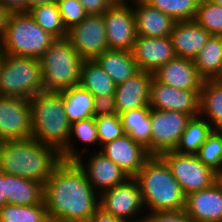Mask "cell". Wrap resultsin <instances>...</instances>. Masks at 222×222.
<instances>
[{
	"label": "cell",
	"mask_w": 222,
	"mask_h": 222,
	"mask_svg": "<svg viewBox=\"0 0 222 222\" xmlns=\"http://www.w3.org/2000/svg\"><path fill=\"white\" fill-rule=\"evenodd\" d=\"M48 217L62 222H88L99 207V194L75 161H61L43 185Z\"/></svg>",
	"instance_id": "1"
},
{
	"label": "cell",
	"mask_w": 222,
	"mask_h": 222,
	"mask_svg": "<svg viewBox=\"0 0 222 222\" xmlns=\"http://www.w3.org/2000/svg\"><path fill=\"white\" fill-rule=\"evenodd\" d=\"M61 161L56 149L33 138L0 141V171L5 174L44 185Z\"/></svg>",
	"instance_id": "2"
},
{
	"label": "cell",
	"mask_w": 222,
	"mask_h": 222,
	"mask_svg": "<svg viewBox=\"0 0 222 222\" xmlns=\"http://www.w3.org/2000/svg\"><path fill=\"white\" fill-rule=\"evenodd\" d=\"M134 178L141 190L145 213L185 209L186 195L160 156H151Z\"/></svg>",
	"instance_id": "3"
},
{
	"label": "cell",
	"mask_w": 222,
	"mask_h": 222,
	"mask_svg": "<svg viewBox=\"0 0 222 222\" xmlns=\"http://www.w3.org/2000/svg\"><path fill=\"white\" fill-rule=\"evenodd\" d=\"M29 103L32 138L60 153L67 146L71 128L64 111L62 93L42 91L29 99Z\"/></svg>",
	"instance_id": "4"
},
{
	"label": "cell",
	"mask_w": 222,
	"mask_h": 222,
	"mask_svg": "<svg viewBox=\"0 0 222 222\" xmlns=\"http://www.w3.org/2000/svg\"><path fill=\"white\" fill-rule=\"evenodd\" d=\"M83 61L66 39L55 40L40 58L44 91L60 92L79 85Z\"/></svg>",
	"instance_id": "5"
},
{
	"label": "cell",
	"mask_w": 222,
	"mask_h": 222,
	"mask_svg": "<svg viewBox=\"0 0 222 222\" xmlns=\"http://www.w3.org/2000/svg\"><path fill=\"white\" fill-rule=\"evenodd\" d=\"M55 40L26 12L11 13L0 42L4 54L40 59Z\"/></svg>",
	"instance_id": "6"
},
{
	"label": "cell",
	"mask_w": 222,
	"mask_h": 222,
	"mask_svg": "<svg viewBox=\"0 0 222 222\" xmlns=\"http://www.w3.org/2000/svg\"><path fill=\"white\" fill-rule=\"evenodd\" d=\"M42 91L40 59L4 55L0 67V96L31 99Z\"/></svg>",
	"instance_id": "7"
},
{
	"label": "cell",
	"mask_w": 222,
	"mask_h": 222,
	"mask_svg": "<svg viewBox=\"0 0 222 222\" xmlns=\"http://www.w3.org/2000/svg\"><path fill=\"white\" fill-rule=\"evenodd\" d=\"M160 157L169 166L185 195L207 189L219 179V176L204 165L196 155L167 151Z\"/></svg>",
	"instance_id": "8"
},
{
	"label": "cell",
	"mask_w": 222,
	"mask_h": 222,
	"mask_svg": "<svg viewBox=\"0 0 222 222\" xmlns=\"http://www.w3.org/2000/svg\"><path fill=\"white\" fill-rule=\"evenodd\" d=\"M99 207L126 222H142L145 207L138 181L128 178L123 184L102 192Z\"/></svg>",
	"instance_id": "9"
},
{
	"label": "cell",
	"mask_w": 222,
	"mask_h": 222,
	"mask_svg": "<svg viewBox=\"0 0 222 222\" xmlns=\"http://www.w3.org/2000/svg\"><path fill=\"white\" fill-rule=\"evenodd\" d=\"M192 116L178 111L150 108L151 156L174 151Z\"/></svg>",
	"instance_id": "10"
},
{
	"label": "cell",
	"mask_w": 222,
	"mask_h": 222,
	"mask_svg": "<svg viewBox=\"0 0 222 222\" xmlns=\"http://www.w3.org/2000/svg\"><path fill=\"white\" fill-rule=\"evenodd\" d=\"M66 40L84 60H94L108 48L103 14L88 15L67 30Z\"/></svg>",
	"instance_id": "11"
},
{
	"label": "cell",
	"mask_w": 222,
	"mask_h": 222,
	"mask_svg": "<svg viewBox=\"0 0 222 222\" xmlns=\"http://www.w3.org/2000/svg\"><path fill=\"white\" fill-rule=\"evenodd\" d=\"M128 1L115 2L104 14L109 49L130 51L136 39L135 15Z\"/></svg>",
	"instance_id": "12"
},
{
	"label": "cell",
	"mask_w": 222,
	"mask_h": 222,
	"mask_svg": "<svg viewBox=\"0 0 222 222\" xmlns=\"http://www.w3.org/2000/svg\"><path fill=\"white\" fill-rule=\"evenodd\" d=\"M32 138L29 99L0 96V141Z\"/></svg>",
	"instance_id": "13"
},
{
	"label": "cell",
	"mask_w": 222,
	"mask_h": 222,
	"mask_svg": "<svg viewBox=\"0 0 222 222\" xmlns=\"http://www.w3.org/2000/svg\"><path fill=\"white\" fill-rule=\"evenodd\" d=\"M200 91L174 88L159 82L153 76L149 107L157 110L178 111L196 117L199 116Z\"/></svg>",
	"instance_id": "14"
},
{
	"label": "cell",
	"mask_w": 222,
	"mask_h": 222,
	"mask_svg": "<svg viewBox=\"0 0 222 222\" xmlns=\"http://www.w3.org/2000/svg\"><path fill=\"white\" fill-rule=\"evenodd\" d=\"M94 152L95 153L89 154L91 156H89L87 161H84V155L83 157L79 156L75 162L83 170L89 183L99 195L116 185L123 184L130 178L117 164L103 153L97 150Z\"/></svg>",
	"instance_id": "15"
},
{
	"label": "cell",
	"mask_w": 222,
	"mask_h": 222,
	"mask_svg": "<svg viewBox=\"0 0 222 222\" xmlns=\"http://www.w3.org/2000/svg\"><path fill=\"white\" fill-rule=\"evenodd\" d=\"M131 53L140 71L153 74L176 57L170 36H136Z\"/></svg>",
	"instance_id": "16"
},
{
	"label": "cell",
	"mask_w": 222,
	"mask_h": 222,
	"mask_svg": "<svg viewBox=\"0 0 222 222\" xmlns=\"http://www.w3.org/2000/svg\"><path fill=\"white\" fill-rule=\"evenodd\" d=\"M99 150L117 164L130 178H134L151 157L147 149L128 134L104 144Z\"/></svg>",
	"instance_id": "17"
},
{
	"label": "cell",
	"mask_w": 222,
	"mask_h": 222,
	"mask_svg": "<svg viewBox=\"0 0 222 222\" xmlns=\"http://www.w3.org/2000/svg\"><path fill=\"white\" fill-rule=\"evenodd\" d=\"M184 211L194 222H222V180L187 194Z\"/></svg>",
	"instance_id": "18"
},
{
	"label": "cell",
	"mask_w": 222,
	"mask_h": 222,
	"mask_svg": "<svg viewBox=\"0 0 222 222\" xmlns=\"http://www.w3.org/2000/svg\"><path fill=\"white\" fill-rule=\"evenodd\" d=\"M153 73L139 71L125 82L116 86L115 101L117 113L149 107L150 86Z\"/></svg>",
	"instance_id": "19"
},
{
	"label": "cell",
	"mask_w": 222,
	"mask_h": 222,
	"mask_svg": "<svg viewBox=\"0 0 222 222\" xmlns=\"http://www.w3.org/2000/svg\"><path fill=\"white\" fill-rule=\"evenodd\" d=\"M153 75L163 84L188 90H201L204 81L194 61L182 57H175L162 65Z\"/></svg>",
	"instance_id": "20"
},
{
	"label": "cell",
	"mask_w": 222,
	"mask_h": 222,
	"mask_svg": "<svg viewBox=\"0 0 222 222\" xmlns=\"http://www.w3.org/2000/svg\"><path fill=\"white\" fill-rule=\"evenodd\" d=\"M135 15L136 35L144 37L170 36L176 21L151 7L144 0H130Z\"/></svg>",
	"instance_id": "21"
},
{
	"label": "cell",
	"mask_w": 222,
	"mask_h": 222,
	"mask_svg": "<svg viewBox=\"0 0 222 222\" xmlns=\"http://www.w3.org/2000/svg\"><path fill=\"white\" fill-rule=\"evenodd\" d=\"M210 36L195 20L176 21L170 33L176 57L191 60L202 50Z\"/></svg>",
	"instance_id": "22"
},
{
	"label": "cell",
	"mask_w": 222,
	"mask_h": 222,
	"mask_svg": "<svg viewBox=\"0 0 222 222\" xmlns=\"http://www.w3.org/2000/svg\"><path fill=\"white\" fill-rule=\"evenodd\" d=\"M94 60L116 86L140 71L130 51L107 49Z\"/></svg>",
	"instance_id": "23"
},
{
	"label": "cell",
	"mask_w": 222,
	"mask_h": 222,
	"mask_svg": "<svg viewBox=\"0 0 222 222\" xmlns=\"http://www.w3.org/2000/svg\"><path fill=\"white\" fill-rule=\"evenodd\" d=\"M6 204L35 205L43 201V184L33 179L5 174Z\"/></svg>",
	"instance_id": "24"
},
{
	"label": "cell",
	"mask_w": 222,
	"mask_h": 222,
	"mask_svg": "<svg viewBox=\"0 0 222 222\" xmlns=\"http://www.w3.org/2000/svg\"><path fill=\"white\" fill-rule=\"evenodd\" d=\"M119 115L124 133L143 145L151 155L150 107L125 111Z\"/></svg>",
	"instance_id": "25"
},
{
	"label": "cell",
	"mask_w": 222,
	"mask_h": 222,
	"mask_svg": "<svg viewBox=\"0 0 222 222\" xmlns=\"http://www.w3.org/2000/svg\"><path fill=\"white\" fill-rule=\"evenodd\" d=\"M70 124L93 117L94 96L80 85L60 91Z\"/></svg>",
	"instance_id": "26"
},
{
	"label": "cell",
	"mask_w": 222,
	"mask_h": 222,
	"mask_svg": "<svg viewBox=\"0 0 222 222\" xmlns=\"http://www.w3.org/2000/svg\"><path fill=\"white\" fill-rule=\"evenodd\" d=\"M75 139L84 144L85 149L83 151L88 150V145L91 147L95 146L94 144L99 145L95 117L71 124L67 146L60 152L63 161H75L79 156H83L84 152L82 150V153L78 152V148H75L77 147L74 145Z\"/></svg>",
	"instance_id": "27"
},
{
	"label": "cell",
	"mask_w": 222,
	"mask_h": 222,
	"mask_svg": "<svg viewBox=\"0 0 222 222\" xmlns=\"http://www.w3.org/2000/svg\"><path fill=\"white\" fill-rule=\"evenodd\" d=\"M199 115L208 120L214 130L222 131V84L212 79L203 81Z\"/></svg>",
	"instance_id": "28"
},
{
	"label": "cell",
	"mask_w": 222,
	"mask_h": 222,
	"mask_svg": "<svg viewBox=\"0 0 222 222\" xmlns=\"http://www.w3.org/2000/svg\"><path fill=\"white\" fill-rule=\"evenodd\" d=\"M93 96L114 95L116 85L95 60H84L81 65L80 84Z\"/></svg>",
	"instance_id": "29"
},
{
	"label": "cell",
	"mask_w": 222,
	"mask_h": 222,
	"mask_svg": "<svg viewBox=\"0 0 222 222\" xmlns=\"http://www.w3.org/2000/svg\"><path fill=\"white\" fill-rule=\"evenodd\" d=\"M213 130L210 122L205 118L200 115L192 117L174 151L180 154L196 155Z\"/></svg>",
	"instance_id": "30"
},
{
	"label": "cell",
	"mask_w": 222,
	"mask_h": 222,
	"mask_svg": "<svg viewBox=\"0 0 222 222\" xmlns=\"http://www.w3.org/2000/svg\"><path fill=\"white\" fill-rule=\"evenodd\" d=\"M193 61L204 80L213 79L222 66V36L211 35Z\"/></svg>",
	"instance_id": "31"
},
{
	"label": "cell",
	"mask_w": 222,
	"mask_h": 222,
	"mask_svg": "<svg viewBox=\"0 0 222 222\" xmlns=\"http://www.w3.org/2000/svg\"><path fill=\"white\" fill-rule=\"evenodd\" d=\"M28 14L44 31L56 39H66L67 29L63 24L57 3L33 7Z\"/></svg>",
	"instance_id": "32"
},
{
	"label": "cell",
	"mask_w": 222,
	"mask_h": 222,
	"mask_svg": "<svg viewBox=\"0 0 222 222\" xmlns=\"http://www.w3.org/2000/svg\"><path fill=\"white\" fill-rule=\"evenodd\" d=\"M48 217L44 200L35 205L0 207V222H42Z\"/></svg>",
	"instance_id": "33"
},
{
	"label": "cell",
	"mask_w": 222,
	"mask_h": 222,
	"mask_svg": "<svg viewBox=\"0 0 222 222\" xmlns=\"http://www.w3.org/2000/svg\"><path fill=\"white\" fill-rule=\"evenodd\" d=\"M151 7L172 17L175 21L194 20L200 0H144Z\"/></svg>",
	"instance_id": "34"
},
{
	"label": "cell",
	"mask_w": 222,
	"mask_h": 222,
	"mask_svg": "<svg viewBox=\"0 0 222 222\" xmlns=\"http://www.w3.org/2000/svg\"><path fill=\"white\" fill-rule=\"evenodd\" d=\"M196 156L220 177L222 175V131L213 130Z\"/></svg>",
	"instance_id": "35"
},
{
	"label": "cell",
	"mask_w": 222,
	"mask_h": 222,
	"mask_svg": "<svg viewBox=\"0 0 222 222\" xmlns=\"http://www.w3.org/2000/svg\"><path fill=\"white\" fill-rule=\"evenodd\" d=\"M194 20L214 36H222V7L212 0H200Z\"/></svg>",
	"instance_id": "36"
},
{
	"label": "cell",
	"mask_w": 222,
	"mask_h": 222,
	"mask_svg": "<svg viewBox=\"0 0 222 222\" xmlns=\"http://www.w3.org/2000/svg\"><path fill=\"white\" fill-rule=\"evenodd\" d=\"M96 129L100 148L116 138L122 137L125 133L119 114L95 117Z\"/></svg>",
	"instance_id": "37"
},
{
	"label": "cell",
	"mask_w": 222,
	"mask_h": 222,
	"mask_svg": "<svg viewBox=\"0 0 222 222\" xmlns=\"http://www.w3.org/2000/svg\"><path fill=\"white\" fill-rule=\"evenodd\" d=\"M56 3L67 30L81 23L88 16L79 0H57Z\"/></svg>",
	"instance_id": "38"
},
{
	"label": "cell",
	"mask_w": 222,
	"mask_h": 222,
	"mask_svg": "<svg viewBox=\"0 0 222 222\" xmlns=\"http://www.w3.org/2000/svg\"><path fill=\"white\" fill-rule=\"evenodd\" d=\"M145 214L142 222H194L184 210Z\"/></svg>",
	"instance_id": "39"
},
{
	"label": "cell",
	"mask_w": 222,
	"mask_h": 222,
	"mask_svg": "<svg viewBox=\"0 0 222 222\" xmlns=\"http://www.w3.org/2000/svg\"><path fill=\"white\" fill-rule=\"evenodd\" d=\"M114 114H118L114 95L94 96L93 117Z\"/></svg>",
	"instance_id": "40"
},
{
	"label": "cell",
	"mask_w": 222,
	"mask_h": 222,
	"mask_svg": "<svg viewBox=\"0 0 222 222\" xmlns=\"http://www.w3.org/2000/svg\"><path fill=\"white\" fill-rule=\"evenodd\" d=\"M88 15L104 14L114 3V0H79Z\"/></svg>",
	"instance_id": "41"
},
{
	"label": "cell",
	"mask_w": 222,
	"mask_h": 222,
	"mask_svg": "<svg viewBox=\"0 0 222 222\" xmlns=\"http://www.w3.org/2000/svg\"><path fill=\"white\" fill-rule=\"evenodd\" d=\"M88 222H126L123 219L113 216L105 212L102 208L98 207L91 215Z\"/></svg>",
	"instance_id": "42"
},
{
	"label": "cell",
	"mask_w": 222,
	"mask_h": 222,
	"mask_svg": "<svg viewBox=\"0 0 222 222\" xmlns=\"http://www.w3.org/2000/svg\"><path fill=\"white\" fill-rule=\"evenodd\" d=\"M0 4L11 13H25V0H0Z\"/></svg>",
	"instance_id": "43"
},
{
	"label": "cell",
	"mask_w": 222,
	"mask_h": 222,
	"mask_svg": "<svg viewBox=\"0 0 222 222\" xmlns=\"http://www.w3.org/2000/svg\"><path fill=\"white\" fill-rule=\"evenodd\" d=\"M10 15L11 12H9L2 4H0V41L4 35V31Z\"/></svg>",
	"instance_id": "44"
},
{
	"label": "cell",
	"mask_w": 222,
	"mask_h": 222,
	"mask_svg": "<svg viewBox=\"0 0 222 222\" xmlns=\"http://www.w3.org/2000/svg\"><path fill=\"white\" fill-rule=\"evenodd\" d=\"M56 2L57 0H25V13L33 7Z\"/></svg>",
	"instance_id": "45"
},
{
	"label": "cell",
	"mask_w": 222,
	"mask_h": 222,
	"mask_svg": "<svg viewBox=\"0 0 222 222\" xmlns=\"http://www.w3.org/2000/svg\"><path fill=\"white\" fill-rule=\"evenodd\" d=\"M5 173L0 171V207L6 205L5 197Z\"/></svg>",
	"instance_id": "46"
},
{
	"label": "cell",
	"mask_w": 222,
	"mask_h": 222,
	"mask_svg": "<svg viewBox=\"0 0 222 222\" xmlns=\"http://www.w3.org/2000/svg\"><path fill=\"white\" fill-rule=\"evenodd\" d=\"M212 80L219 84H222V66L219 69V72L215 75V77Z\"/></svg>",
	"instance_id": "47"
},
{
	"label": "cell",
	"mask_w": 222,
	"mask_h": 222,
	"mask_svg": "<svg viewBox=\"0 0 222 222\" xmlns=\"http://www.w3.org/2000/svg\"><path fill=\"white\" fill-rule=\"evenodd\" d=\"M42 222H62L58 219H54V218H51V217H47L45 220H43Z\"/></svg>",
	"instance_id": "48"
},
{
	"label": "cell",
	"mask_w": 222,
	"mask_h": 222,
	"mask_svg": "<svg viewBox=\"0 0 222 222\" xmlns=\"http://www.w3.org/2000/svg\"><path fill=\"white\" fill-rule=\"evenodd\" d=\"M4 52H3V49H2V47H1V42H0V67H1V63H2V61H3V59H4Z\"/></svg>",
	"instance_id": "49"
},
{
	"label": "cell",
	"mask_w": 222,
	"mask_h": 222,
	"mask_svg": "<svg viewBox=\"0 0 222 222\" xmlns=\"http://www.w3.org/2000/svg\"><path fill=\"white\" fill-rule=\"evenodd\" d=\"M216 5L222 7V0H212Z\"/></svg>",
	"instance_id": "50"
},
{
	"label": "cell",
	"mask_w": 222,
	"mask_h": 222,
	"mask_svg": "<svg viewBox=\"0 0 222 222\" xmlns=\"http://www.w3.org/2000/svg\"><path fill=\"white\" fill-rule=\"evenodd\" d=\"M120 1H127L128 2V0H115V2H120Z\"/></svg>",
	"instance_id": "51"
}]
</instances>
